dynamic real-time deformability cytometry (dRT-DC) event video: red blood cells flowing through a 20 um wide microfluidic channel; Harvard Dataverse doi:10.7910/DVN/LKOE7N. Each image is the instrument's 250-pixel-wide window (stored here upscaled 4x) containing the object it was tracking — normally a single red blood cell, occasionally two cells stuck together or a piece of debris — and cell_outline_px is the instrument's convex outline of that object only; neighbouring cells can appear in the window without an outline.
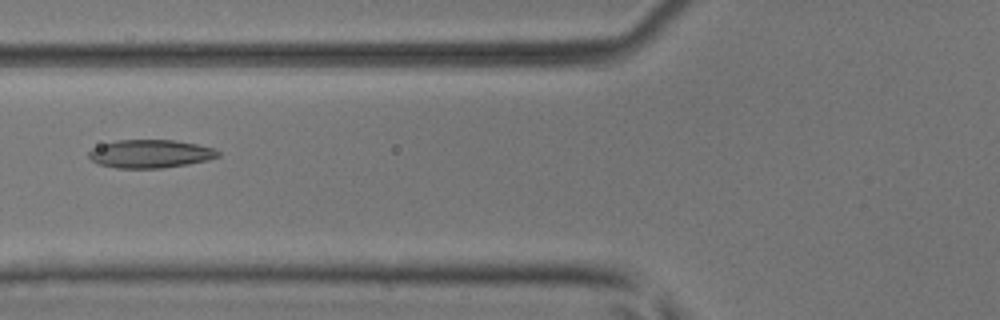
{"species": "common noctule bat (a hibernating species)", "species_latin": "Nyctalus noctula", "temperature_condition": "room temperature", "stored_images_in_passage": 6, "camera_frame_rate_fps": 3000, "um_per_image_px": 0.085, "animal": {"sex": "male", "body_mass_g": 17.9, "forearm_length_mm": 54.2}, "frame": {"image": 1, "passage_image": 6, "time_ms": 1.667, "image_size_px": [1000, 320], "cell_outline_px": [[220, 156], [208, 160], [188, 164], [164, 168], [116, 168], [96, 164], [88, 156], [88, 152], [92, 148], [100, 144], [116, 140], [172, 140], [196, 144], [212, 148], [220, 152]], "centroid_in_image_um": [12.73, 13.08], "position_along_channel_um": 113.1, "area_um2": 21.39}}